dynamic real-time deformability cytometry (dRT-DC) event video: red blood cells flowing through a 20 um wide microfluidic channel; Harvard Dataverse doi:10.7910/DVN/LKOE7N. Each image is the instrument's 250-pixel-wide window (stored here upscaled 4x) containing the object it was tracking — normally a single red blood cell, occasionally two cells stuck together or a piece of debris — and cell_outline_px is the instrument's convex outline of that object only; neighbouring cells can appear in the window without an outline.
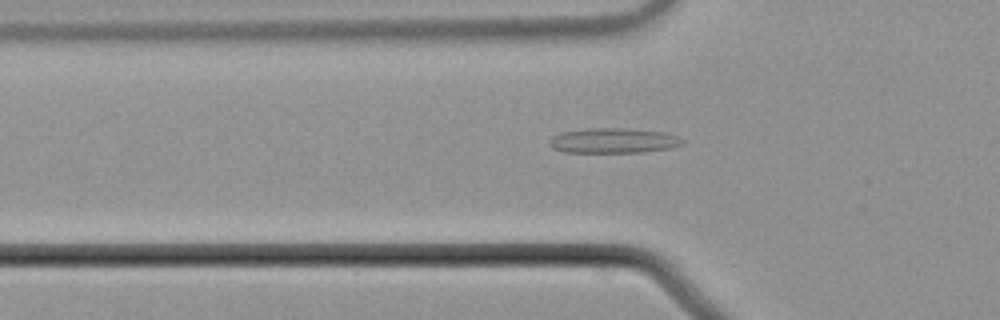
{"species": "common noctule bat (a hibernating species)", "species_latin": "Nyctalus noctula", "temperature_condition": "cold", "stored_images_in_passage": 39, "camera_frame_rate_fps": 3000, "um_per_image_px": 0.085, "animal": {"sex": "male", "body_mass_g": 21.5, "forearm_length_mm": 52.0}, "frame": {"image": 1, "passage_image": 2, "time_ms": 0.333, "image_size_px": [1000, 320], "cell_outline_px": [[684, 144], [672, 148], [644, 152], [564, 152], [552, 148], [548, 144], [552, 136], [560, 132], [588, 128], [632, 128], [664, 132], [676, 136], [684, 140]], "centroid_in_image_um": [52.15, 11.95], "position_along_channel_um": 73.7, "area_um2": 19.65}}
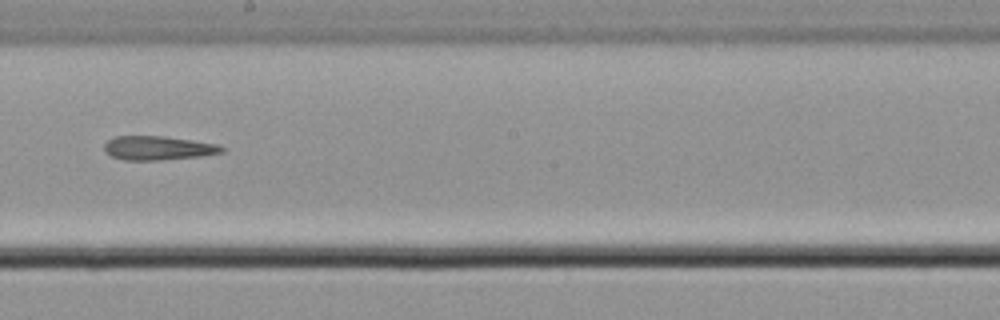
{"frame": {"image": 2, "passage_image": 15, "time_ms": 4.667, "image_size_px": [1000, 320], "cell_outline_px": [[224, 152], [204, 156], [160, 160], [124, 160], [112, 156], [104, 152], [104, 144], [108, 140], [116, 136], [164, 136], [220, 144], [224, 148]], "centroid_in_image_um": [13.46, 12.58], "position_along_channel_um": 234.7, "area_um2": 16.59}}
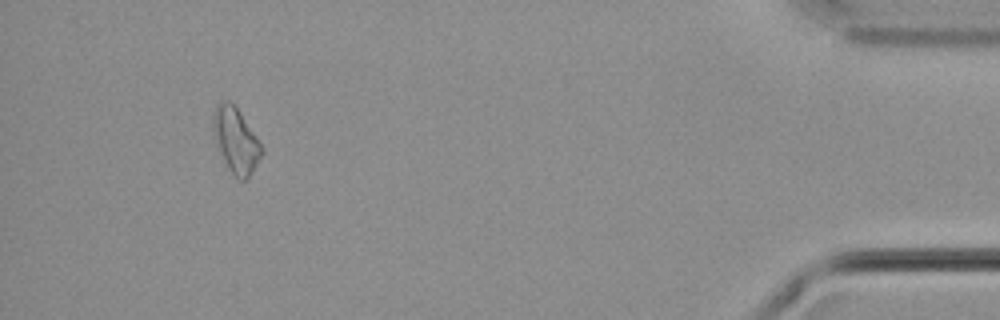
{"frame": {"image": 3, "passage_image": 35, "time_ms": 11.333, "image_size_px": [1000, 320], "cell_outline_px": [[264, 152], [248, 180], [240, 180], [228, 168], [220, 152], [212, 128], [212, 124], [216, 104], [220, 100], [228, 100], [240, 112], [264, 148]], "centroid_in_image_um": [20.07, 11.93], "position_along_channel_um": 415.1, "area_um2": 18.26}}